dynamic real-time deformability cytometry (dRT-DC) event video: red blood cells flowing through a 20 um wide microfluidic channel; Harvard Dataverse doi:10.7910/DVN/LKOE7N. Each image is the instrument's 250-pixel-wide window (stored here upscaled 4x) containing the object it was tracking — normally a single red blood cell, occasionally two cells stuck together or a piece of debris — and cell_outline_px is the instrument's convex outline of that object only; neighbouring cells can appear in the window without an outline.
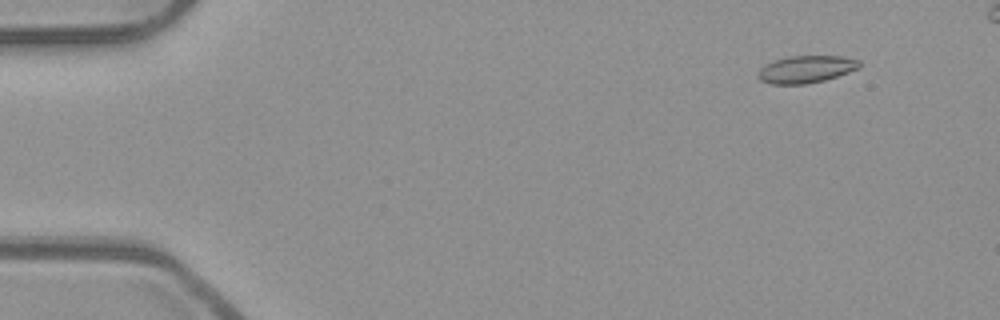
{"species": "common noctule bat (a hibernating species)", "species_latin": "Nyctalus noctula", "temperature_condition": "room temperature", "stored_images_in_passage": 51, "camera_frame_rate_fps": 3000, "um_per_image_px": 0.085, "animal": {"sex": "male", "body_mass_g": 23.1, "forearm_length_mm": 52.7}, "frame": {"image": 1, "passage_image": 6, "time_ms": 1.667, "image_size_px": [1000, 320], "cell_outline_px": [[860, 68], [824, 80], [804, 84], [772, 84], [760, 80], [756, 76], [756, 72], [764, 64], [776, 60], [792, 56], [844, 56], [860, 60]], "centroid_in_image_um": [68.5, 5.88], "position_along_channel_um": 16.5, "area_um2": 16.13}}
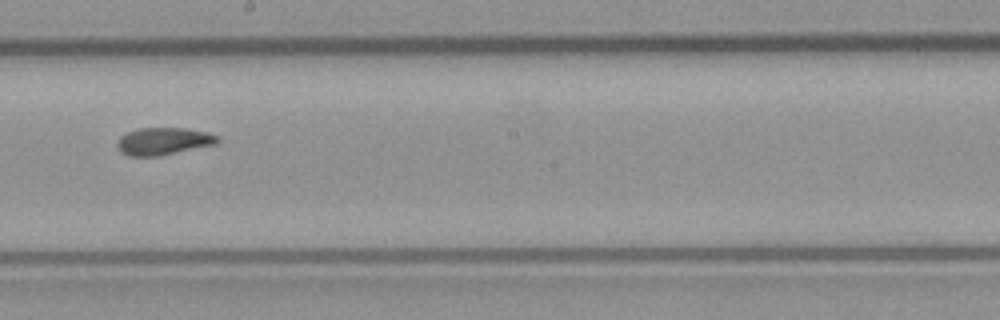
{"frame": {"image": 2, "passage_image": 31, "time_ms": 10.0, "image_size_px": [1000, 320], "cell_outline_px": [[220, 140], [216, 144], [156, 156], [128, 156], [120, 152], [116, 144], [120, 136], [128, 132], [140, 128], [184, 128], [208, 132], [220, 136]], "centroid_in_image_um": [13.89, 12.0], "position_along_channel_um": 234.3, "area_um2": 15.95}}
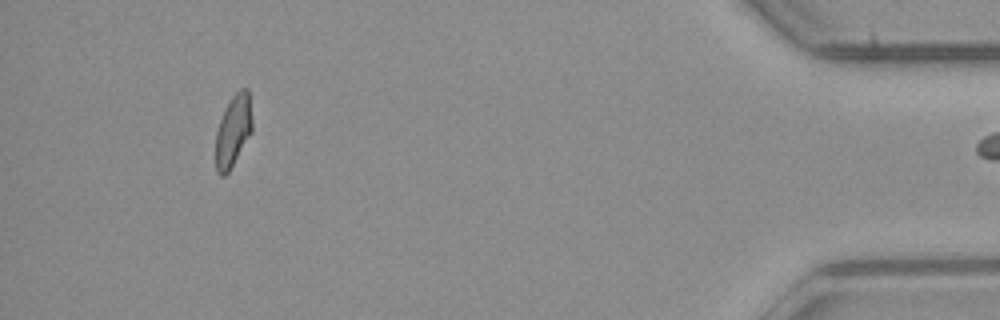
{"frame": {"image": 3, "passage_image": 50, "time_ms": 16.333, "image_size_px": [1000, 320], "cell_outline_px": [[252, 132], [228, 172], [224, 176], [220, 176], [216, 172], [216, 132], [220, 120], [232, 96], [240, 88], [248, 88], [252, 120]], "centroid_in_image_um": [19.82, 11.12], "position_along_channel_um": 415.4, "area_um2": 15.09}}